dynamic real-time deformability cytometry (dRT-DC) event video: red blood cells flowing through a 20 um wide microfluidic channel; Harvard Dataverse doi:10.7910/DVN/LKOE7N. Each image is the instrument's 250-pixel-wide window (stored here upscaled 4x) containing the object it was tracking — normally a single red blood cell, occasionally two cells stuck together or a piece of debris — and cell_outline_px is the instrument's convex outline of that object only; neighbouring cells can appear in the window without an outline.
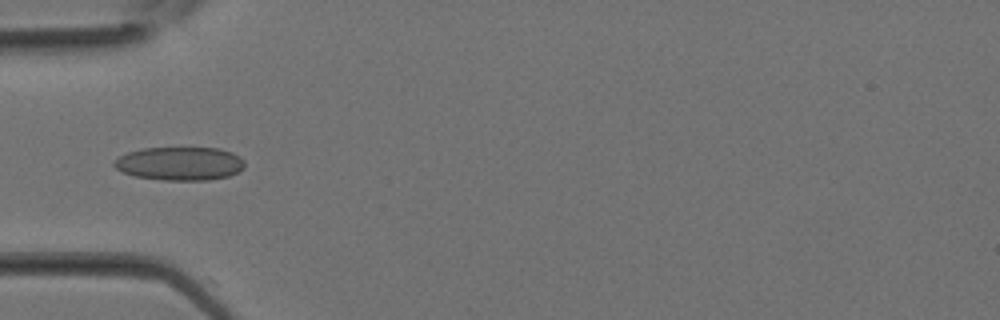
{"species": "Egyptian fruit bat (a non-hibernating species)", "species_latin": "Rousettus aegyptiacus", "temperature_condition": "room temperature", "stored_images_in_passage": 30, "camera_frame_rate_fps": 3000, "um_per_image_px": 0.085, "animal": {"sex": "female"}, "frame": {"image": 1, "passage_image": 8, "time_ms": 2.333, "image_size_px": [1000, 320], "cell_outline_px": [[244, 168], [240, 172], [228, 176], [208, 180], [164, 180], [136, 176], [124, 172], [116, 168], [112, 164], [112, 160], [128, 152], [144, 148], [220, 148], [232, 152], [240, 156], [244, 160]], "centroid_in_image_um": [15.31, 13.9], "position_along_channel_um": 69.7, "area_um2": 25.55}}
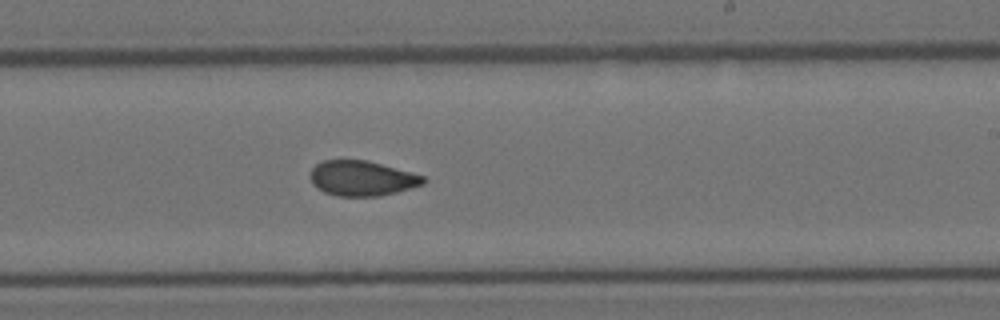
{"frame": {"image": 2, "passage_image": 17, "time_ms": 5.333, "image_size_px": [1000, 320], "cell_outline_px": [[428, 180], [424, 184], [396, 192], [380, 196], [336, 196], [324, 192], [312, 184], [312, 168], [316, 164], [324, 160], [368, 160], [424, 176]], "centroid_in_image_um": [30.79, 15.16], "position_along_channel_um": 258.2, "area_um2": 23.0}}
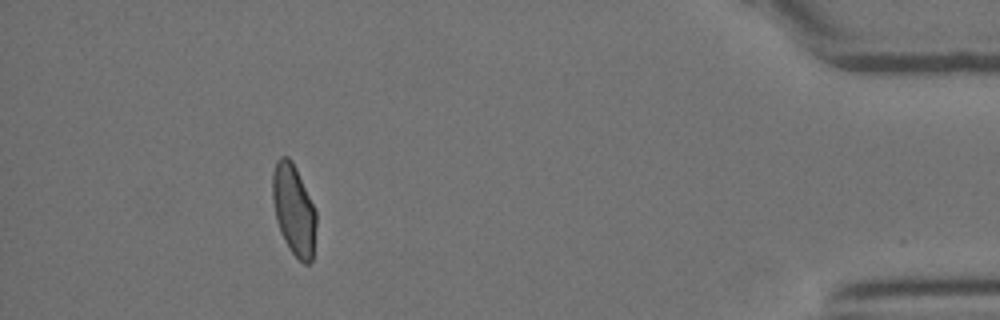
{"frame": {"image": 3, "passage_image": 27, "time_ms": 8.667, "image_size_px": [1000, 320], "cell_outline_px": [[316, 224], [312, 260], [308, 264], [304, 264], [288, 248], [284, 240], [276, 220], [272, 200], [272, 172], [276, 160], [280, 156], [288, 156], [292, 160], [296, 168], [316, 212]], "centroid_in_image_um": [24.95, 17.81], "position_along_channel_um": 410.3, "area_um2": 23.06}}